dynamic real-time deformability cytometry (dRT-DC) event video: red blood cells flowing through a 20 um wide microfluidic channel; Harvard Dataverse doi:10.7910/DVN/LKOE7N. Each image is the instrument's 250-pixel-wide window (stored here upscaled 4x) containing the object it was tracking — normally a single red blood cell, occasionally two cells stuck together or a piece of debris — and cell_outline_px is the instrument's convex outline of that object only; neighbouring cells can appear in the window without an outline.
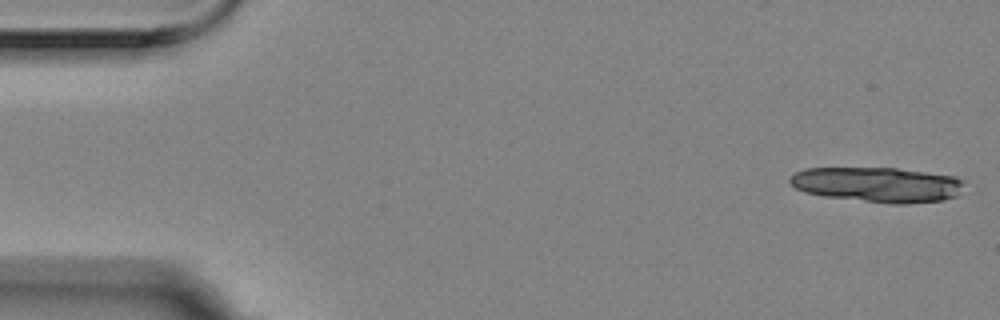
{"species": "Egyptian fruit bat (a non-hibernating species)", "species_latin": "Rousettus aegyptiacus", "temperature_condition": "room temperature", "stored_images_in_passage": 6, "camera_frame_rate_fps": 3000, "um_per_image_px": 0.085, "animal": {"sex": "female"}, "frame": {"image": 1, "passage_image": 1, "time_ms": 0.0, "image_size_px": [1000, 320], "cell_outline_px": [[964, 180], [956, 196], [944, 200], [908, 204], [892, 204], [824, 196], [804, 192], [796, 188], [788, 180], [788, 176], [804, 168], [896, 168], [956, 176]], "centroid_in_image_um": [74.57, 15.69], "position_along_channel_um": 10.4, "area_um2": 35.66}}